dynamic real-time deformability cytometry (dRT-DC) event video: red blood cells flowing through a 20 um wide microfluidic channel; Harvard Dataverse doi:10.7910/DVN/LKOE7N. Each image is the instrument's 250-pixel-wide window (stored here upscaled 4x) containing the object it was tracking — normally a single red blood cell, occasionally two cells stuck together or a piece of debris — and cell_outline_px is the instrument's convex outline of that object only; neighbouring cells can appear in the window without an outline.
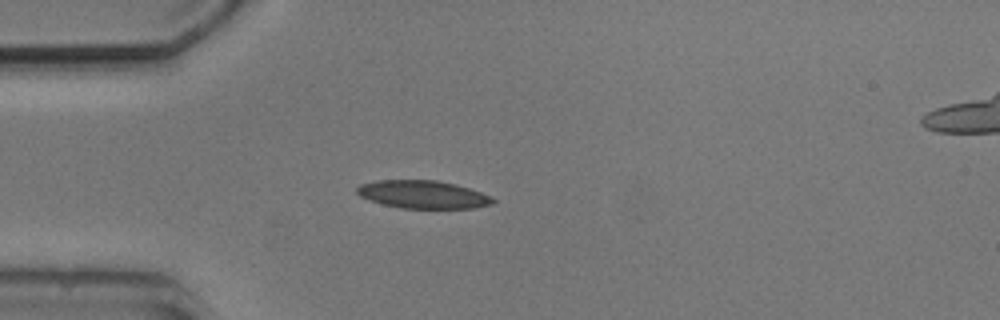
{"species": "common noctule bat (a hibernating species)", "species_latin": "Nyctalus noctula", "temperature_condition": "cold", "stored_images_in_passage": 3, "camera_frame_rate_fps": 3000, "um_per_image_px": 0.085, "animal": {"sex": "male", "body_mass_g": 20.5, "forearm_length_mm": 52.5}, "frame": {"image": 1, "passage_image": 3, "time_ms": 2.333, "image_size_px": [1000, 320], "cell_outline_px": [[496, 200], [492, 204], [472, 208], [400, 208], [384, 204], [360, 196], [356, 192], [356, 188], [360, 184], [376, 180], [436, 180], [456, 184], [492, 196]], "centroid_in_image_um": [35.96, 16.52], "position_along_channel_um": 49.0, "area_um2": 22.02}}